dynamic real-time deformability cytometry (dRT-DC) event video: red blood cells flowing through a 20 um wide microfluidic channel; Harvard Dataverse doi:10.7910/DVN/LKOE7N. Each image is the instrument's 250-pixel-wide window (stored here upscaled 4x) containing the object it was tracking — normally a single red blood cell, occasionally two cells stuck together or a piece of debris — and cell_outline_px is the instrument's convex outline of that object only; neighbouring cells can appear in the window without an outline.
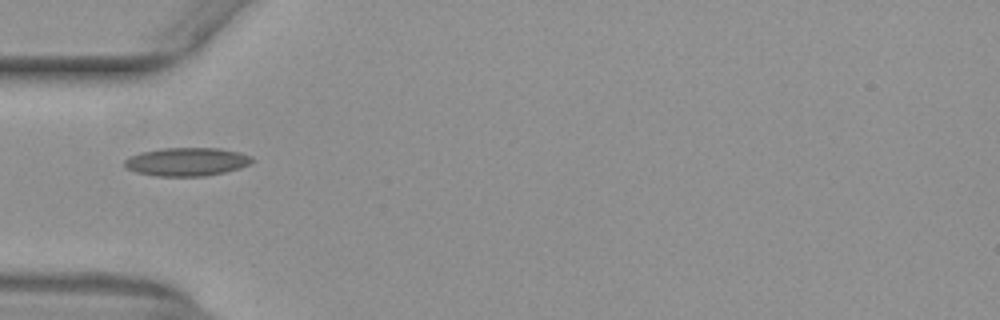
{"species": "common noctule bat (a hibernating species)", "species_latin": "Nyctalus noctula", "temperature_condition": "warm", "stored_images_in_passage": 7, "camera_frame_rate_fps": 3000, "um_per_image_px": 0.085, "animal": {"sex": "female", "body_mass_g": 29.2, "forearm_length_mm": 56.3}, "frame": {"image": 1, "passage_image": 1, "time_ms": 0.0, "image_size_px": [1000, 320], "cell_outline_px": [[256, 160], [240, 168], [224, 172], [204, 176], [156, 176], [136, 172], [124, 168], [124, 160], [128, 156], [140, 152], [160, 148], [220, 148], [240, 152], [252, 156]], "centroid_in_image_um": [15.85, 13.74], "position_along_channel_um": 69.1, "area_um2": 21.33}}
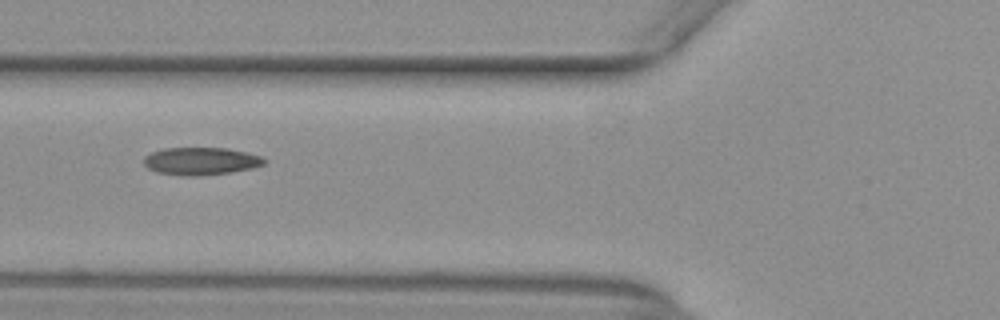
{"frame": {"image": 2, "passage_image": 4, "time_ms": 1.0, "image_size_px": [1000, 320], "cell_outline_px": [[268, 160], [264, 164], [252, 168], [232, 172], [200, 176], [180, 176], [156, 172], [148, 168], [144, 164], [144, 156], [152, 152], [164, 148], [228, 148], [248, 152], [260, 156]], "centroid_in_image_um": [17.08, 13.7], "position_along_channel_um": 108.7, "area_um2": 19.59}}